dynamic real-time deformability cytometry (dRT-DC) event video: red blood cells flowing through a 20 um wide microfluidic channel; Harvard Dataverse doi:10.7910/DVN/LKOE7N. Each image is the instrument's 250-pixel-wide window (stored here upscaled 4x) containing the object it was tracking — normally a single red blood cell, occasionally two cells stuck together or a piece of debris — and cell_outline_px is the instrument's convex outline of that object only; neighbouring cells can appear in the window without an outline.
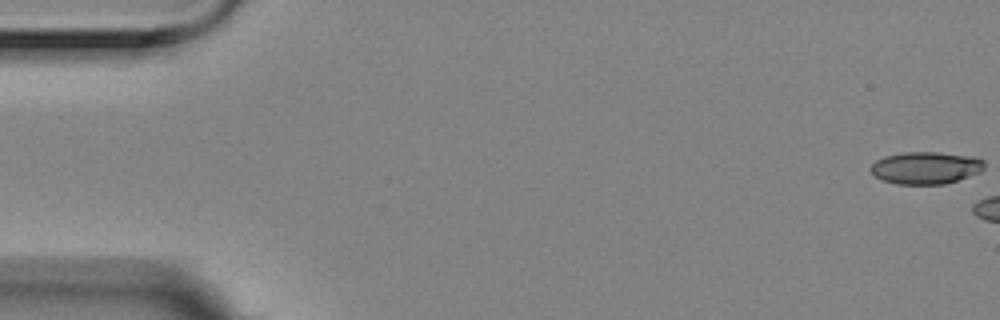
{"species": "Egyptian fruit bat (a non-hibernating species)", "species_latin": "Rousettus aegyptiacus", "temperature_condition": "room temperature", "stored_images_in_passage": 3, "camera_frame_rate_fps": 3000, "um_per_image_px": 0.085, "animal": {"sex": "female"}, "frame": {"image": 1, "passage_image": 1, "time_ms": 0.0, "image_size_px": [1000, 320], "cell_outline_px": [[984, 168], [980, 172], [944, 184], [896, 184], [880, 180], [868, 168], [876, 160], [884, 156], [904, 152], [936, 152], [976, 156], [984, 160]], "centroid_in_image_um": [78.68, 14.26], "position_along_channel_um": 6.3, "area_um2": 21.5}}